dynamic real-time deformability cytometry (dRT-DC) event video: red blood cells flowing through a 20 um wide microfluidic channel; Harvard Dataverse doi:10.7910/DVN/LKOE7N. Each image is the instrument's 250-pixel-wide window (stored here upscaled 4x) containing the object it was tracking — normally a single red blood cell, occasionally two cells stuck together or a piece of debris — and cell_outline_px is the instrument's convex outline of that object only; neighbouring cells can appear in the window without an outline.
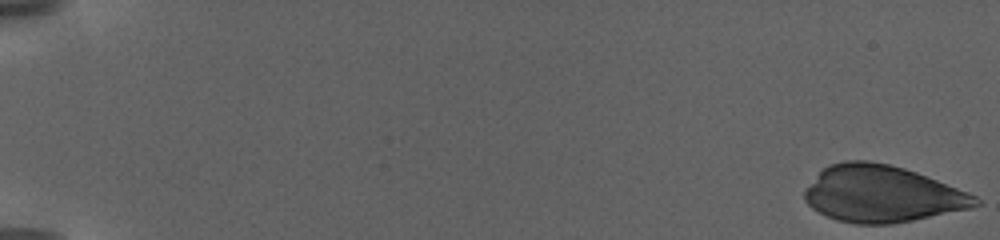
{"species": "human", "species_latin": "Homo sapiens", "temperature_condition": "warm", "stored_images_in_passage": 35, "camera_frame_rate_fps": 3000, "um_per_image_px": 0.085, "donor": {"sex": "female"}, "frame": {"image": 1, "passage_image": 1, "time_ms": 0.0, "image_size_px": [1000, 240], "cell_outline_px": [[980, 204], [972, 208], [892, 224], [856, 224], [836, 220], [812, 208], [804, 200], [804, 192], [820, 172], [828, 164], [844, 160], [868, 160], [888, 164], [904, 168], [916, 172], [968, 192], [976, 196], [980, 200]], "centroid_in_image_um": [74.97, 16.48], "position_along_channel_um": 10.0, "area_um2": 56.12}}
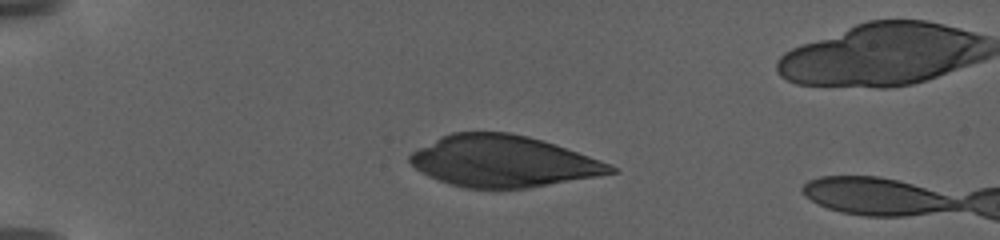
{"frame": {"image": 2, "passage_image": 27, "time_ms": 6.0, "image_size_px": [1000, 240], "cell_outline_px": [[620, 172], [528, 188], [464, 188], [448, 184], [428, 176], [420, 172], [408, 160], [408, 156], [412, 152], [440, 136], [452, 132], [508, 132], [528, 136], [556, 144], [600, 160], [616, 168]], "centroid_in_image_um": [42.74, 13.71], "position_along_channel_um": 42.3, "area_um2": 60.05}}